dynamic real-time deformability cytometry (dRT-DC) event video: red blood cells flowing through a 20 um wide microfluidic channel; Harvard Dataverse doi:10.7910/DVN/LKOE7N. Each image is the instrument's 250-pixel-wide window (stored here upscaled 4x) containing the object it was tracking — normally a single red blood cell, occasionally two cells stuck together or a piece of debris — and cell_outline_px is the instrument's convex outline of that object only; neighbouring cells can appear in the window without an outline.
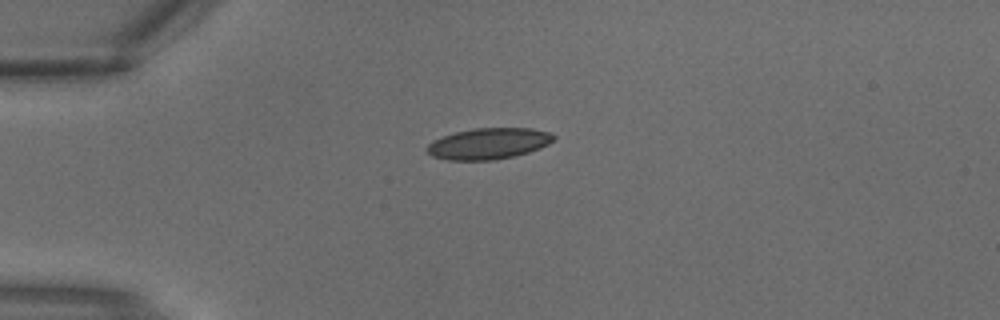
{"species": "common noctule bat (a hibernating species)", "species_latin": "Nyctalus noctula", "temperature_condition": "warm", "stored_images_in_passage": 3, "camera_frame_rate_fps": 3000, "um_per_image_px": 0.085, "animal": {"sex": "male", "body_mass_g": 18.8}, "frame": {"image": 1, "passage_image": 3, "time_ms": 0.667, "image_size_px": [1000, 320], "cell_outline_px": [[556, 136], [548, 144], [540, 148], [528, 152], [512, 156], [492, 160], [448, 160], [432, 156], [424, 148], [432, 140], [456, 132], [472, 128], [532, 128], [548, 132]], "centroid_in_image_um": [41.49, 12.2], "position_along_channel_um": 43.5, "area_um2": 22.89}}